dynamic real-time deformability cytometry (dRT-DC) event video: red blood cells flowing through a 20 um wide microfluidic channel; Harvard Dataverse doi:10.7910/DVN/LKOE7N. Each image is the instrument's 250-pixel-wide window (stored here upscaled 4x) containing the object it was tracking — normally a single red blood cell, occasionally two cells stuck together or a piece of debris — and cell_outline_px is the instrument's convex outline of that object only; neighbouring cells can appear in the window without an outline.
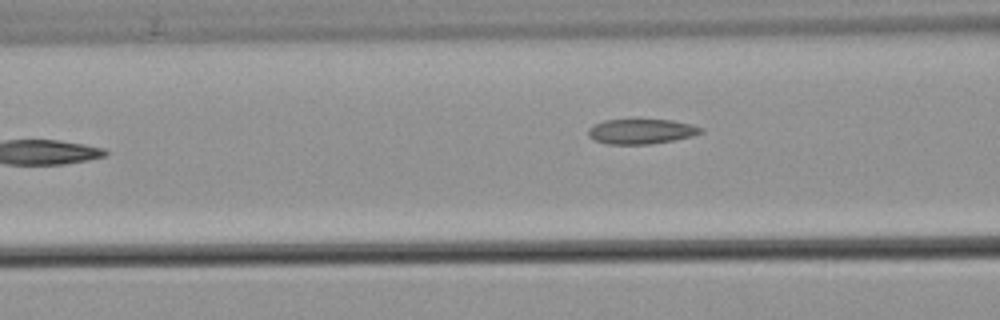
{"species": "common noctule bat (a hibernating species)", "species_latin": "Nyctalus noctula", "temperature_condition": "warm", "stored_images_in_passage": 9, "camera_frame_rate_fps": 3000, "um_per_image_px": 0.085, "animal": {"sex": "male", "body_mass_g": 21.5, "forearm_length_mm": 52.0}, "frame": {"image": 1, "passage_image": 6, "time_ms": 7.0, "image_size_px": [1000, 320], "cell_outline_px": [[704, 132], [692, 136], [672, 140], [648, 144], [608, 144], [592, 140], [588, 136], [588, 128], [592, 124], [604, 120], [672, 120], [692, 124], [704, 128]], "centroid_in_image_um": [54.48, 11.17], "position_along_channel_um": 112.1, "area_um2": 16.47}}
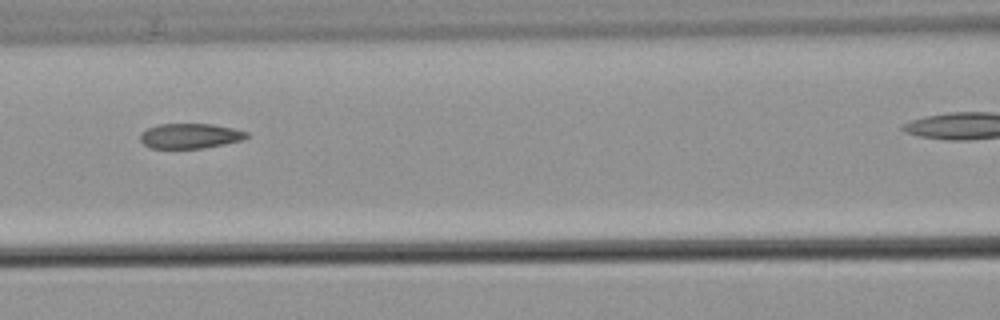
{"frame": {"image": 2, "passage_image": 7, "time_ms": 8.0, "image_size_px": [1000, 320], "cell_outline_px": [[248, 136], [240, 140], [224, 144], [200, 148], [148, 148], [140, 140], [140, 132], [148, 128], [160, 124], [212, 124], [232, 128], [248, 132]], "centroid_in_image_um": [16.11, 11.55], "position_along_channel_um": 150.5, "area_um2": 15.37}}